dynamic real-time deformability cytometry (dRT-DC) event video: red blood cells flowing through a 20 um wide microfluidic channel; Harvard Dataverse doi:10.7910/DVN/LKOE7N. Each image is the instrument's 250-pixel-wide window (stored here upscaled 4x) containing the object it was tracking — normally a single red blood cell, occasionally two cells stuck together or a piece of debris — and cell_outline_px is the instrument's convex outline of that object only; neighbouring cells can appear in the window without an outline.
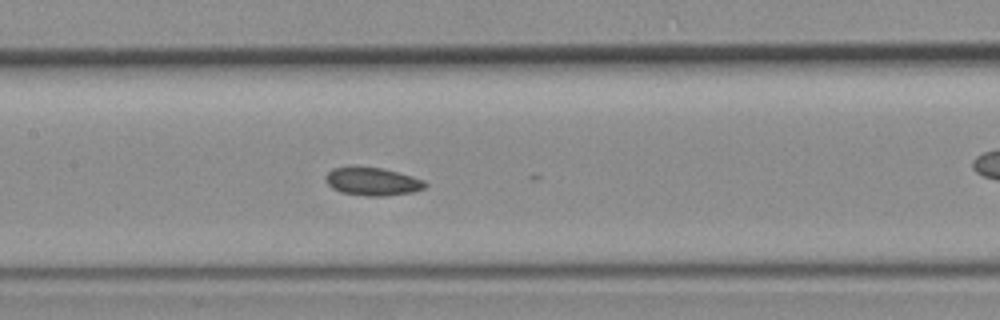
{"species": "common noctule bat (a hibernating species)", "species_latin": "Nyctalus noctula", "temperature_condition": "room temperature", "stored_images_in_passage": 15, "camera_frame_rate_fps": 3000, "um_per_image_px": 0.085, "animal": {"sex": "female", "body_mass_g": 19.3, "forearm_length_mm": 54.1}, "frame": {"image": 1, "passage_image": 8, "time_ms": 2.333, "image_size_px": [1000, 320], "cell_outline_px": [[428, 184], [424, 188], [412, 192], [388, 196], [364, 196], [340, 192], [332, 188], [328, 184], [324, 176], [332, 168], [380, 168], [412, 176], [424, 180]], "centroid_in_image_um": [31.67, 15.46], "position_along_channel_um": 175.7, "area_um2": 16.01}}
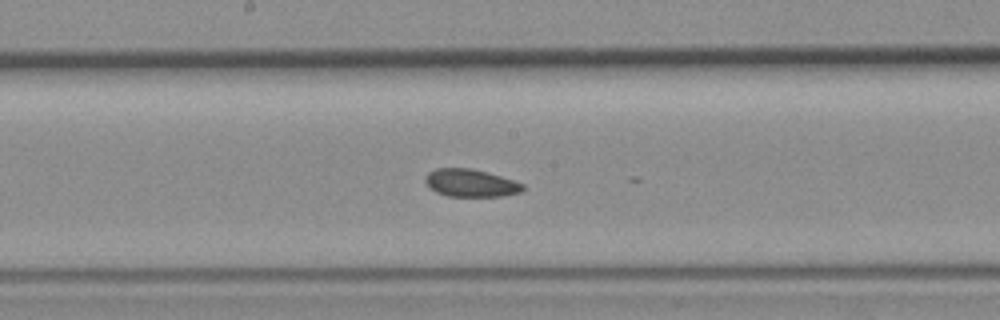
{"frame": {"image": 2, "passage_image": 10, "time_ms": 3.0, "image_size_px": [1000, 320], "cell_outline_px": [[524, 188], [520, 192], [500, 196], [448, 196], [436, 192], [424, 180], [424, 176], [428, 172], [436, 168], [472, 168], [500, 176], [524, 184]], "centroid_in_image_um": [39.98, 15.54], "position_along_channel_um": 208.2, "area_um2": 15.55}}